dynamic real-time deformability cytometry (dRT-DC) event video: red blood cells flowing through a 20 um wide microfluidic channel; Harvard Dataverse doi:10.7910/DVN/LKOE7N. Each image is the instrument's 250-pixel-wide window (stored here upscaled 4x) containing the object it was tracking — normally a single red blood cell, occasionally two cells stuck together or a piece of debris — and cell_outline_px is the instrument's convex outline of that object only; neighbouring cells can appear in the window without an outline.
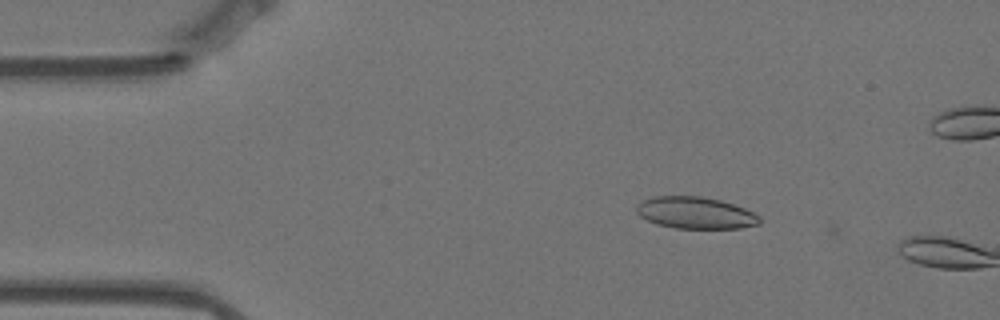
{"species": "Egyptian fruit bat (a non-hibernating species)", "species_latin": "Rousettus aegyptiacus", "temperature_condition": "warm", "stored_images_in_passage": 4, "camera_frame_rate_fps": 3000, "um_per_image_px": 0.085, "animal": {"sex": "female"}, "frame": {"image": 1, "passage_image": 2, "time_ms": 0.333, "image_size_px": [1000, 320], "cell_outline_px": [[760, 224], [740, 228], [676, 228], [656, 224], [640, 216], [636, 212], [636, 204], [640, 200], [652, 196], [700, 196], [720, 200], [744, 208], [760, 216]], "centroid_in_image_um": [59.07, 18.08], "position_along_channel_um": 25.9, "area_um2": 22.89}}